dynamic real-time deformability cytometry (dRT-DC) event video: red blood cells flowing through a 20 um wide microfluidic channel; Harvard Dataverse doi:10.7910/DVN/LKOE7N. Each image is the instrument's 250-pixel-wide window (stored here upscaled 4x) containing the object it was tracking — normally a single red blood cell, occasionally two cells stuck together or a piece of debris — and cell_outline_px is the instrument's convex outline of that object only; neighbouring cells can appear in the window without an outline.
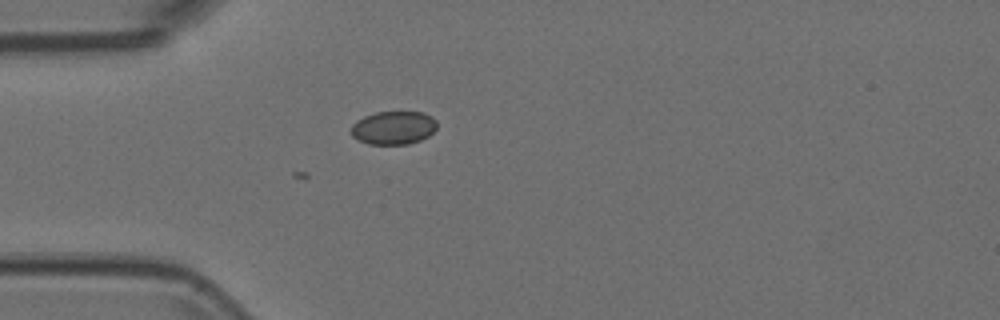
{"species": "Egyptian fruit bat (a non-hibernating species)", "species_latin": "Rousettus aegyptiacus", "temperature_condition": "room temperature", "stored_images_in_passage": 11, "camera_frame_rate_fps": 3000, "um_per_image_px": 0.085, "animal": {"sex": "female"}, "frame": {"image": 1, "passage_image": 1, "time_ms": 0.0, "image_size_px": [1000, 320], "cell_outline_px": [[436, 128], [428, 136], [420, 140], [408, 144], [368, 144], [352, 136], [352, 124], [356, 120], [364, 116], [376, 112], [424, 112], [432, 116], [436, 120]], "centroid_in_image_um": [33.45, 10.85], "position_along_channel_um": 51.5, "area_um2": 16.65}}
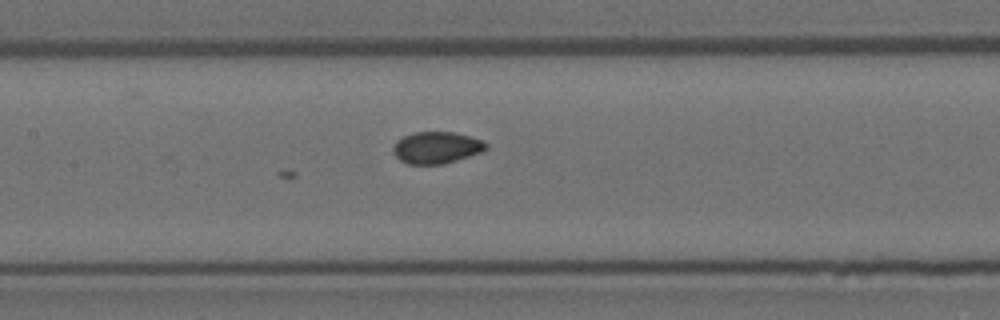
{"frame": {"image": 2, "passage_image": 11, "time_ms": 3.333, "image_size_px": [1000, 320], "cell_outline_px": [[488, 148], [480, 152], [444, 164], [408, 164], [400, 160], [392, 152], [392, 144], [396, 140], [412, 132], [452, 132], [484, 140], [488, 144]], "centroid_in_image_um": [37.07, 12.54], "position_along_channel_um": 170.3, "area_um2": 17.28}}